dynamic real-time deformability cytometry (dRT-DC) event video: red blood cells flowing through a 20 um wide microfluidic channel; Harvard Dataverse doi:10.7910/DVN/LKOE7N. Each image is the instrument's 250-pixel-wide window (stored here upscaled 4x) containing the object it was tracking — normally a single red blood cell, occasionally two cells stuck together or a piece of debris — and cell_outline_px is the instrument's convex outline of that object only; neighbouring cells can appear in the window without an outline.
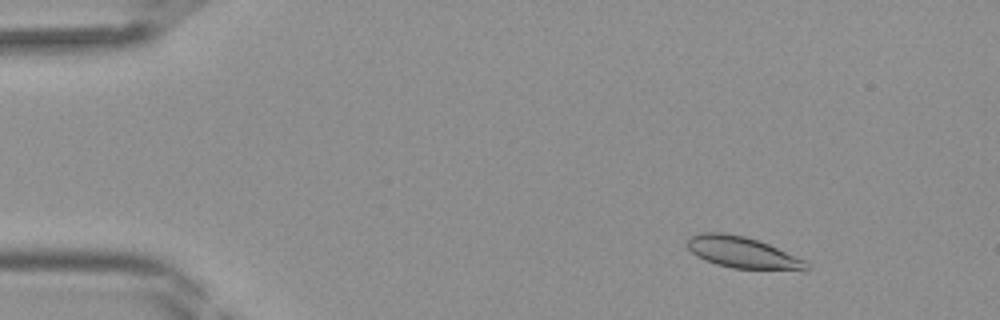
{"species": "Egyptian fruit bat (a non-hibernating species)", "species_latin": "Rousettus aegyptiacus", "temperature_condition": "room temperature", "stored_images_in_passage": 43, "camera_frame_rate_fps": 3000, "um_per_image_px": 0.085, "frame": {"image": 1, "passage_image": 6, "time_ms": 1.667, "image_size_px": [1000, 320], "cell_outline_px": [[812, 268], [804, 272], [732, 268], [716, 264], [704, 260], [696, 256], [688, 248], [688, 236], [700, 232], [724, 232], [744, 236], [768, 244], [804, 260], [812, 264]], "centroid_in_image_um": [63.18, 21.5], "position_along_channel_um": 21.8, "area_um2": 22.37}}
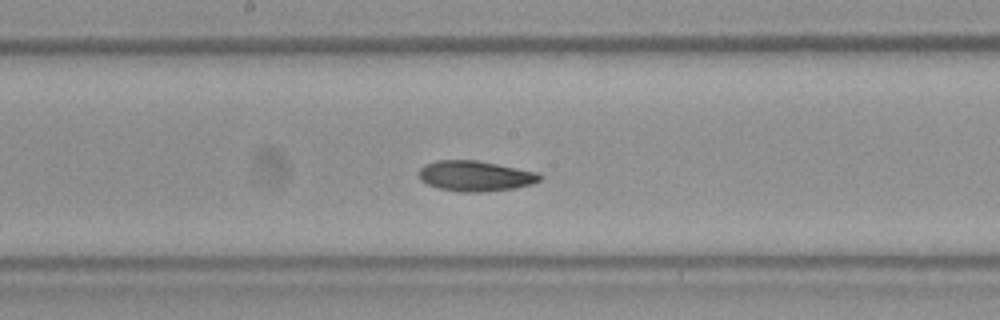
{"frame": {"image": 2, "passage_image": 23, "time_ms": 7.333, "image_size_px": [1000, 320], "cell_outline_px": [[544, 176], [540, 180], [532, 184], [516, 188], [484, 192], [460, 192], [440, 188], [428, 184], [420, 180], [416, 172], [424, 164], [436, 160], [476, 160], [540, 172]], "centroid_in_image_um": [40.41, 14.95], "position_along_channel_um": 207.8, "area_um2": 21.79}}
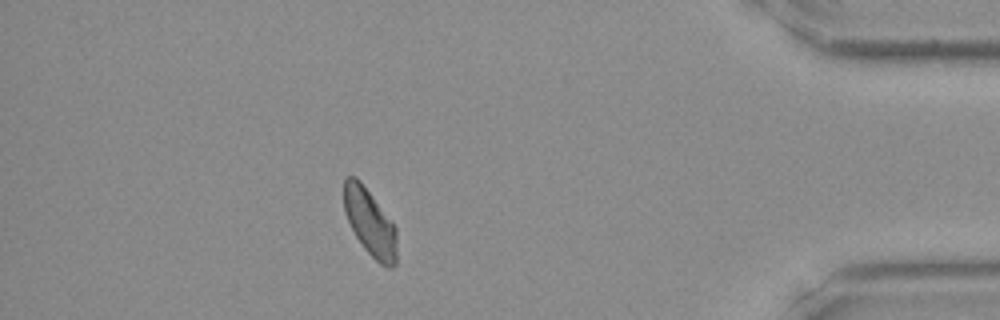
{"frame": {"image": 3, "passage_image": 38, "time_ms": 12.333, "image_size_px": [1000, 320], "cell_outline_px": [[396, 264], [392, 268], [388, 268], [380, 264], [364, 248], [356, 236], [344, 212], [344, 180], [348, 176], [356, 176], [360, 180], [396, 228]], "centroid_in_image_um": [31.44, 18.92], "position_along_channel_um": 403.8, "area_um2": 20.29}}